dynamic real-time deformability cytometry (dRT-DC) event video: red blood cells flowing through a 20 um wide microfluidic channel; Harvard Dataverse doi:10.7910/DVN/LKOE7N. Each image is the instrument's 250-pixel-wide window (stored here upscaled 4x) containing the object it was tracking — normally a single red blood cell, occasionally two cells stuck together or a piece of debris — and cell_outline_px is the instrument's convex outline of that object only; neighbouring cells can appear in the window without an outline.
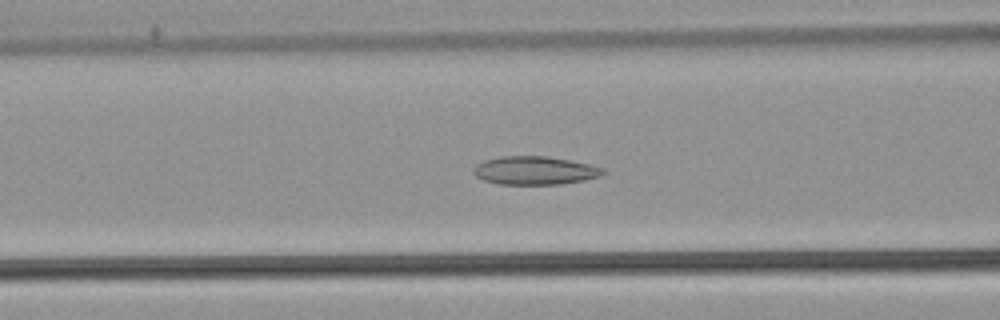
{"species": "common noctule bat (a hibernating species)", "species_latin": "Nyctalus noctula", "temperature_condition": "warm", "stored_images_in_passage": 54, "camera_frame_rate_fps": 3000, "um_per_image_px": 0.085, "animal": {"sex": "male", "body_mass_g": 21.5, "forearm_length_mm": 52.0}, "frame": {"image": 1, "passage_image": 22, "time_ms": 7.0, "image_size_px": [1000, 320], "cell_outline_px": [[608, 172], [600, 176], [584, 180], [560, 184], [500, 184], [484, 180], [476, 176], [472, 172], [472, 168], [476, 164], [484, 160], [500, 156], [548, 156], [588, 164], [604, 168]], "centroid_in_image_um": [45.44, 14.49], "position_along_channel_um": 121.2, "area_um2": 21.44}}
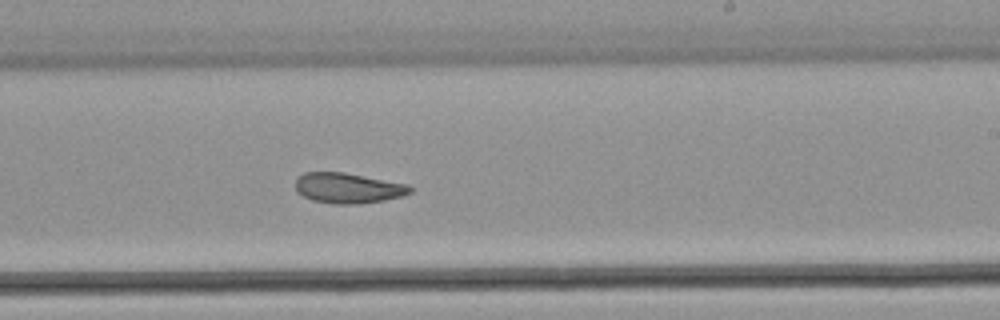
{"frame": {"image": 2, "passage_image": 33, "time_ms": 10.667, "image_size_px": [1000, 320], "cell_outline_px": [[412, 192], [404, 196], [384, 200], [360, 204], [336, 204], [312, 200], [296, 192], [296, 180], [304, 172], [344, 172], [408, 184], [412, 188]], "centroid_in_image_um": [29.61, 15.99], "position_along_channel_um": 259.4, "area_um2": 20.35}}
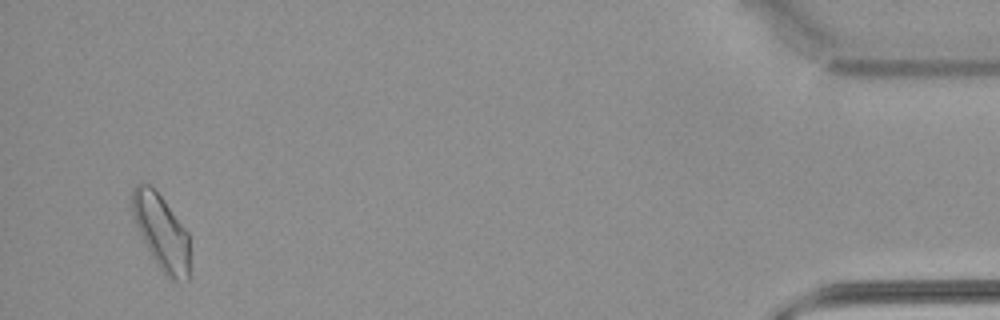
{"frame": {"image": 3, "passage_image": 52, "time_ms": 17.0, "image_size_px": [1000, 320], "cell_outline_px": [[188, 280], [176, 280], [164, 276], [152, 256], [136, 224], [132, 212], [132, 188], [140, 180], [148, 184], [160, 196], [188, 232]], "centroid_in_image_um": [13.69, 19.7], "position_along_channel_um": 421.5, "area_um2": 24.57}, "authors_computed_cell_mechanics": {"area_um2": 22.4842, "velocity_mm_per_s": 3.7878, "shape_relaxation_time_tau1_ms": null, "shape_relaxation_time_tau2_ms": 4.5651, "deformation_change_tau1": null, "deformation_change_tau2": 0.1062}}